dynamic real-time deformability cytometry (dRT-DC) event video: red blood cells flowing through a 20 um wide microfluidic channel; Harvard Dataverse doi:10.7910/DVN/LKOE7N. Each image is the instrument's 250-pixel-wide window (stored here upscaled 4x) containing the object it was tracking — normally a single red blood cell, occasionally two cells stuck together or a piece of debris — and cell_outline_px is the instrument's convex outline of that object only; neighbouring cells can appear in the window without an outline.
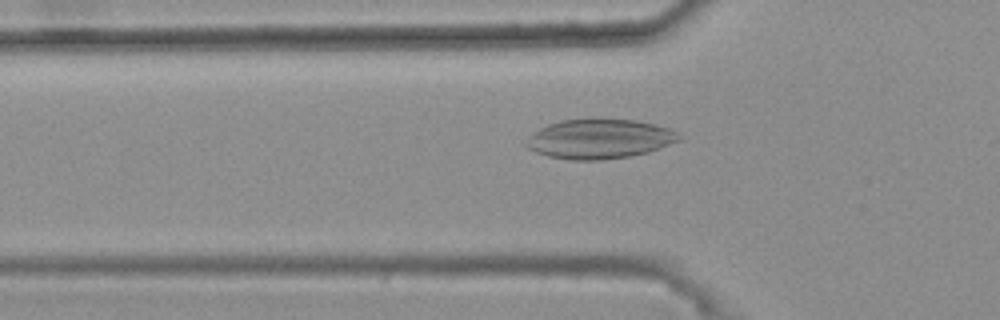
{"species": "common noctule bat (a hibernating species)", "species_latin": "Nyctalus noctula", "temperature_condition": "warm", "stored_images_in_passage": 45, "camera_frame_rate_fps": 3000, "um_per_image_px": 0.085, "animal": {"sex": "female", "body_mass_g": 25.1}, "frame": {"image": 1, "passage_image": 14, "time_ms": 4.333, "image_size_px": [1000, 320], "cell_outline_px": [[680, 140], [660, 148], [648, 152], [628, 156], [600, 160], [572, 160], [548, 156], [536, 152], [528, 148], [524, 144], [528, 136], [540, 128], [548, 124], [560, 120], [636, 120], [668, 128], [676, 132], [680, 136]], "centroid_in_image_um": [50.92, 11.82], "position_along_channel_um": 74.9, "area_um2": 34.74}}
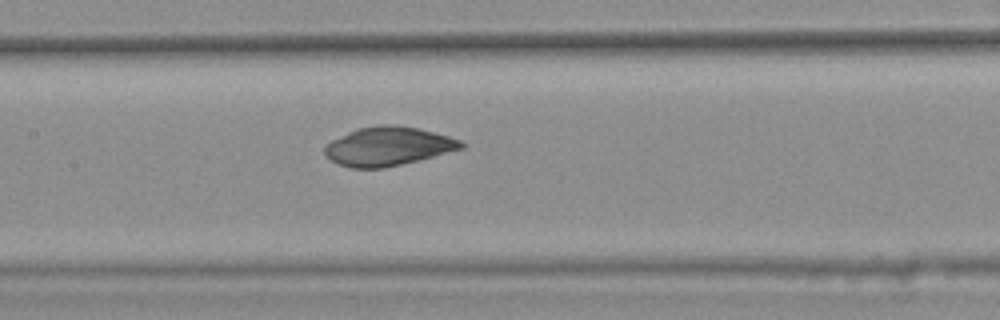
{"frame": {"image": 2, "passage_image": 22, "time_ms": 7.0, "image_size_px": [1000, 320], "cell_outline_px": [[468, 144], [464, 148], [384, 168], [352, 168], [336, 164], [324, 156], [324, 144], [356, 128], [380, 124], [396, 124], [420, 128], [448, 136], [460, 140]], "centroid_in_image_um": [32.95, 12.42], "position_along_channel_um": 174.5, "area_um2": 31.1}}
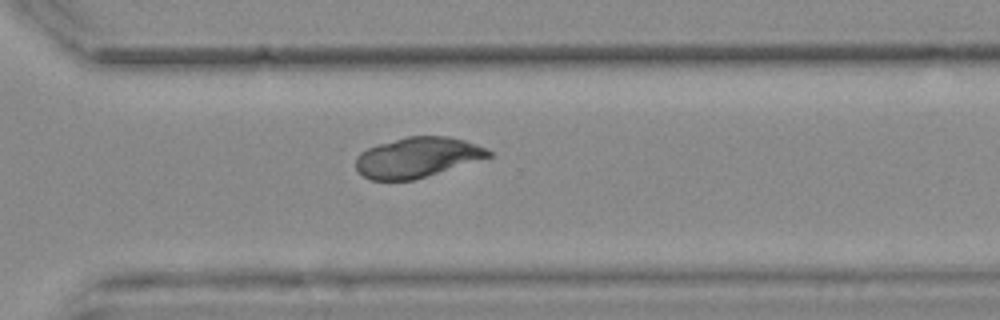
{"frame": {"image": 3, "passage_image": 35, "time_ms": 11.333, "image_size_px": [1000, 320], "cell_outline_px": [[492, 156], [412, 180], [372, 180], [364, 176], [356, 168], [356, 156], [360, 152], [376, 144], [408, 136], [448, 136], [464, 140], [484, 148], [492, 152]], "centroid_in_image_um": [35.43, 13.36], "position_along_channel_um": 335.2, "area_um2": 30.69}}